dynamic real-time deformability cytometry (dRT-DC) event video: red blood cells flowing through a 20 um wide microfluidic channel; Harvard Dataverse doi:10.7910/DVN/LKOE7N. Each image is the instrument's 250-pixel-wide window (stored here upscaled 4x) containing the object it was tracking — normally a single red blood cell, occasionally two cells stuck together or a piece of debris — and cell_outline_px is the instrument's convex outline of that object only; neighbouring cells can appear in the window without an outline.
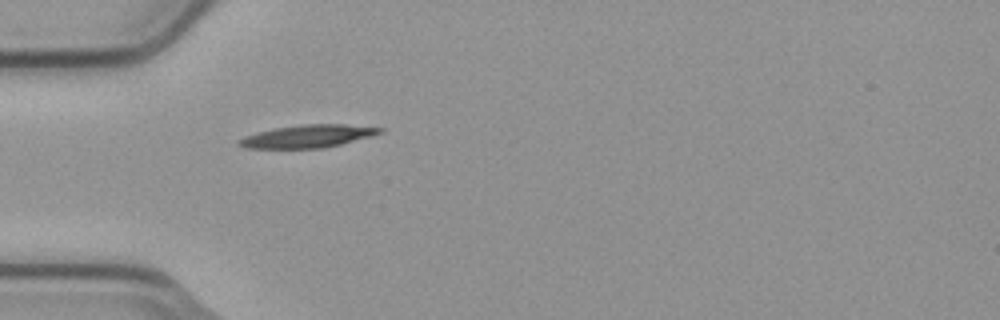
{"species": "common noctule bat (a hibernating species)", "species_latin": "Nyctalus noctula", "temperature_condition": "cold", "stored_images_in_passage": 1, "camera_frame_rate_fps": 3000, "um_per_image_px": 0.085, "animal": {"sex": "male", "body_mass_g": 23.1, "forearm_length_mm": 52.7}, "frame": {"image": 1, "passage_image": 1, "time_ms": 0.0, "image_size_px": [1000, 320], "cell_outline_px": [[384, 132], [372, 136], [324, 148], [244, 148], [236, 144], [236, 140], [244, 136], [256, 132], [272, 128], [300, 124], [344, 124], [384, 128]], "centroid_in_image_um": [26.12, 11.57], "position_along_channel_um": 58.9, "area_um2": 18.9}}